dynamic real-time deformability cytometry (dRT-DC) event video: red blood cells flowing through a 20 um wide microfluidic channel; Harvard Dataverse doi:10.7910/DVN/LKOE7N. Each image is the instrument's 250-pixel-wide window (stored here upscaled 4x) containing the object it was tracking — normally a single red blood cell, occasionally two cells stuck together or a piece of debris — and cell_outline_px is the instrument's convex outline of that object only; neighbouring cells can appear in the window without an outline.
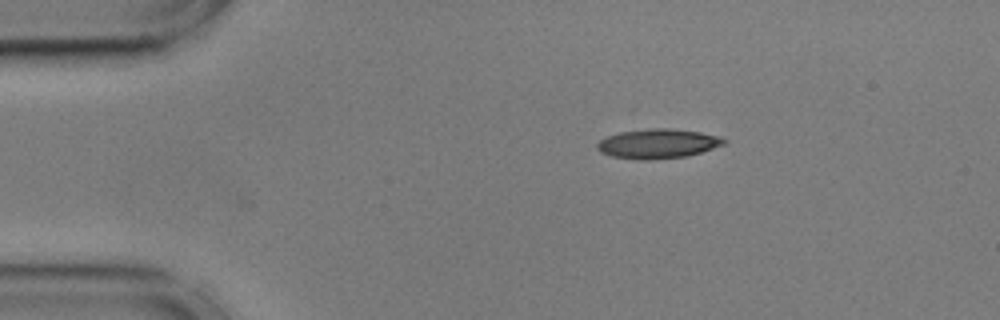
{"species": "common noctule bat (a hibernating species)", "species_latin": "Nyctalus noctula", "temperature_condition": "cold", "stored_images_in_passage": 4, "camera_frame_rate_fps": 3000, "um_per_image_px": 0.085, "animal": {"sex": "male", "body_mass_g": 17.9, "forearm_length_mm": 54.2}, "frame": {"image": 1, "passage_image": 4, "time_ms": 1.0, "image_size_px": [1000, 320], "cell_outline_px": [[728, 140], [724, 144], [688, 156], [648, 160], [640, 160], [612, 156], [600, 152], [596, 148], [596, 144], [600, 140], [608, 136], [620, 132], [652, 128], [672, 128], [700, 132], [720, 136]], "centroid_in_image_um": [55.92, 12.21], "position_along_channel_um": 29.1, "area_um2": 21.79}}